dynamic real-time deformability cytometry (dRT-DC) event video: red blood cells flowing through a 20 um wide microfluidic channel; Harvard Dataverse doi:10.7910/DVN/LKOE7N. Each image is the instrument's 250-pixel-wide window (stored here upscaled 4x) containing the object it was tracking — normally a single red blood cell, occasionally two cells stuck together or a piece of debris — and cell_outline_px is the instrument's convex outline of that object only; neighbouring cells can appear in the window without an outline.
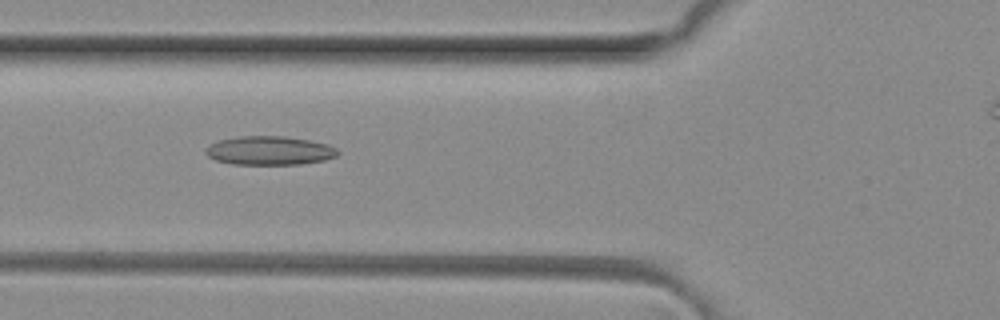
{"species": "common noctule bat (a hibernating species)", "species_latin": "Nyctalus noctula", "temperature_condition": "room temperature", "stored_images_in_passage": 6, "camera_frame_rate_fps": 3000, "um_per_image_px": 0.085, "animal": {"sex": "female", "body_mass_g": 29.2, "forearm_length_mm": 56.3}, "frame": {"image": 1, "passage_image": 5, "time_ms": 1.333, "image_size_px": [1000, 320], "cell_outline_px": [[340, 152], [336, 156], [324, 160], [300, 164], [232, 164], [216, 160], [208, 156], [204, 152], [204, 148], [208, 144], [220, 140], [236, 136], [284, 136], [308, 140], [328, 144], [336, 148]], "centroid_in_image_um": [22.87, 12.79], "position_along_channel_um": 102.9, "area_um2": 22.25}}
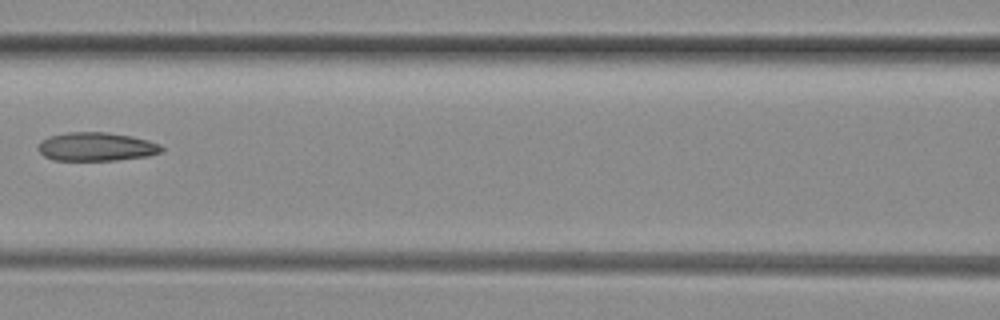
{"frame": {"image": 2, "passage_image": 6, "time_ms": 1.667, "image_size_px": [1000, 320], "cell_outline_px": [[164, 148], [160, 152], [148, 156], [116, 160], [52, 160], [44, 156], [36, 148], [40, 140], [48, 136], [68, 132], [108, 132], [132, 136], [148, 140], [160, 144]], "centroid_in_image_um": [8.16, 12.46], "position_along_channel_um": 158.4, "area_um2": 20.75}}